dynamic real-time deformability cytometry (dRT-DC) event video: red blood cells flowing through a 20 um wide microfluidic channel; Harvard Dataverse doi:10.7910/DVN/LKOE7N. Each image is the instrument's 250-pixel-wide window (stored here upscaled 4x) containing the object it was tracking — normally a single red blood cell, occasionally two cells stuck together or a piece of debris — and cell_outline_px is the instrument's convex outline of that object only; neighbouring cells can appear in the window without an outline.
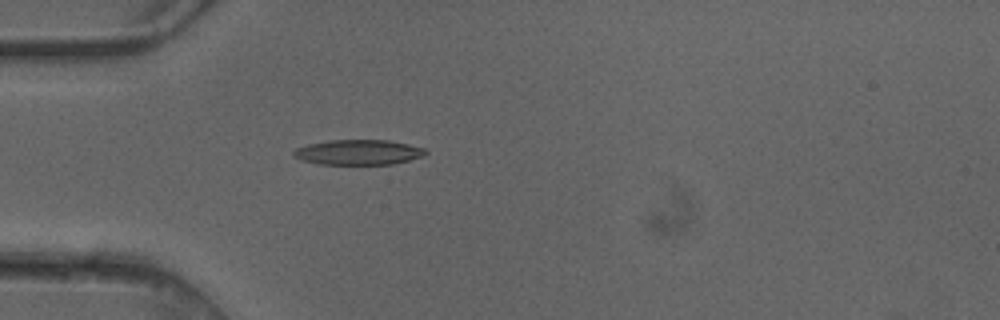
{"species": "common noctule bat (a hibernating species)", "species_latin": "Nyctalus noctula", "temperature_condition": "cold", "stored_images_in_passage": 3, "camera_frame_rate_fps": 3000, "um_per_image_px": 0.085, "animal": {"sex": "female"}, "frame": {"image": 1, "passage_image": 3, "time_ms": 0.667, "image_size_px": [1000, 320], "cell_outline_px": [[428, 152], [424, 156], [392, 164], [320, 164], [300, 160], [292, 156], [292, 152], [296, 148], [308, 144], [328, 140], [388, 140], [408, 144], [424, 148]], "centroid_in_image_um": [30.43, 12.94], "position_along_channel_um": 54.6, "area_um2": 19.36}}